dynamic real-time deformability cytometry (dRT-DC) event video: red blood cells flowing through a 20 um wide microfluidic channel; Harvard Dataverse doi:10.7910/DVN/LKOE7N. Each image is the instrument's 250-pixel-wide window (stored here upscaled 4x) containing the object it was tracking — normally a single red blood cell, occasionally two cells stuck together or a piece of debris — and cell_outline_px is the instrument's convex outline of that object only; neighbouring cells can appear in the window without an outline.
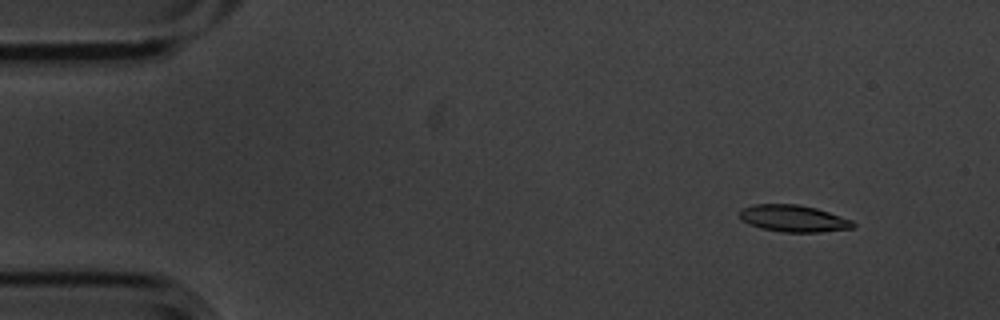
{"species": "common noctule bat (a hibernating species)", "species_latin": "Nyctalus noctula", "temperature_condition": "cold", "stored_images_in_passage": 3, "camera_frame_rate_fps": 3000, "um_per_image_px": 0.085, "animal": {"sex": "male", "body_mass_g": 20.1, "forearm_length_mm": 53.5}, "frame": {"image": 1, "passage_image": 1, "time_ms": 0.0, "image_size_px": [1000, 320], "cell_outline_px": [[856, 224], [852, 228], [820, 232], [780, 232], [760, 228], [748, 224], [740, 216], [740, 208], [752, 204], [796, 204], [816, 208], [852, 220]], "centroid_in_image_um": [67.42, 18.57], "position_along_channel_um": 17.6, "area_um2": 17.74}}
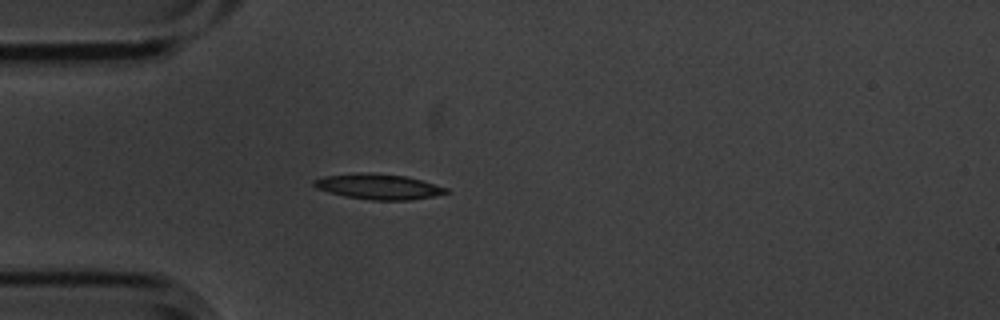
{"frame": {"image": 2, "passage_image": 3, "time_ms": 0.667, "image_size_px": [1000, 320], "cell_outline_px": [[452, 192], [432, 196], [408, 200], [372, 200], [344, 196], [316, 188], [312, 184], [312, 180], [324, 176], [360, 172], [372, 172], [404, 176], [420, 180], [448, 188]], "centroid_in_image_um": [32.14, 15.85], "position_along_channel_um": 52.9, "area_um2": 19.54}}